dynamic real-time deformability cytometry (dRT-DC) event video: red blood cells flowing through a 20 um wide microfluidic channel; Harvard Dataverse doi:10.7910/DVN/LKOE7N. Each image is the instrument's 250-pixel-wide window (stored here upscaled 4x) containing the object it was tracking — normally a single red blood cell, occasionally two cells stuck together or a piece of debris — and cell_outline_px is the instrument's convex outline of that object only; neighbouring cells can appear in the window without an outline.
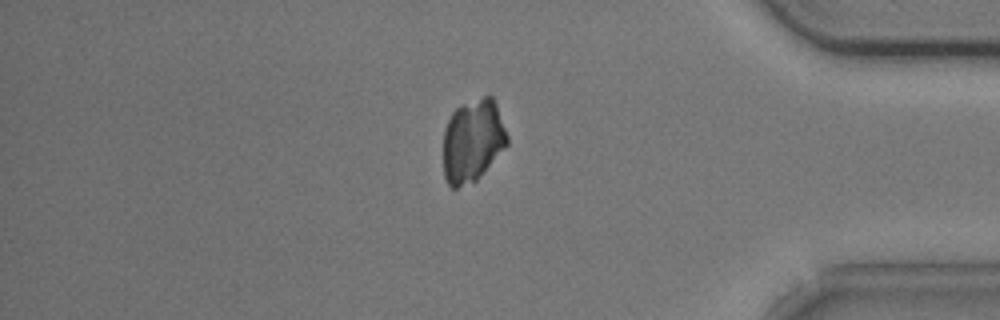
{"species": "common noctule bat (a hibernating species)", "species_latin": "Nyctalus noctula", "temperature_condition": "cold", "stored_images_in_passage": 47, "camera_frame_rate_fps": 3000, "um_per_image_px": 0.085, "animal": {"sex": "male", "body_mass_g": 20.5, "forearm_length_mm": 52.5}, "frame": {"image": 1, "passage_image": 39, "time_ms": 12.667, "image_size_px": [1000, 320], "cell_outline_px": [[508, 144], [476, 180], [456, 188], [452, 188], [448, 184], [444, 176], [444, 128], [452, 112], [460, 104], [484, 96], [492, 96], [496, 104], [508, 136]], "centroid_in_image_um": [40.17, 11.94], "position_along_channel_um": 395.0, "area_um2": 30.69}}
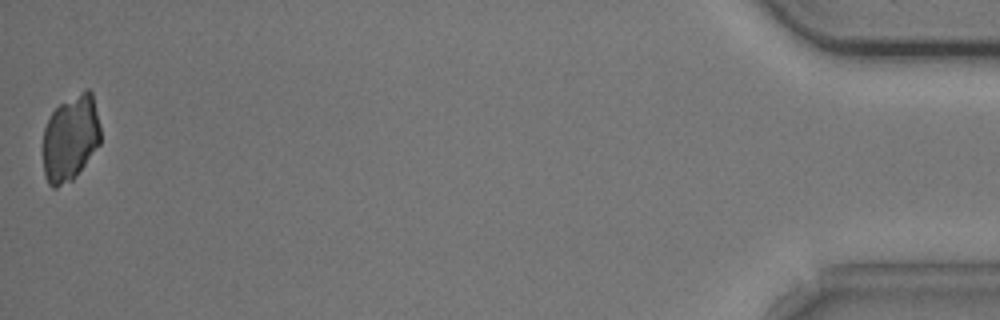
{"frame": {"image": 2, "passage_image": 47, "time_ms": 15.333, "image_size_px": [1000, 320], "cell_outline_px": [[100, 144], [72, 180], [56, 188], [52, 188], [48, 184], [44, 176], [44, 128], [52, 112], [60, 104], [84, 88], [88, 88], [92, 92], [100, 124]], "centroid_in_image_um": [6.0, 11.72], "position_along_channel_um": 429.2, "area_um2": 28.84}}